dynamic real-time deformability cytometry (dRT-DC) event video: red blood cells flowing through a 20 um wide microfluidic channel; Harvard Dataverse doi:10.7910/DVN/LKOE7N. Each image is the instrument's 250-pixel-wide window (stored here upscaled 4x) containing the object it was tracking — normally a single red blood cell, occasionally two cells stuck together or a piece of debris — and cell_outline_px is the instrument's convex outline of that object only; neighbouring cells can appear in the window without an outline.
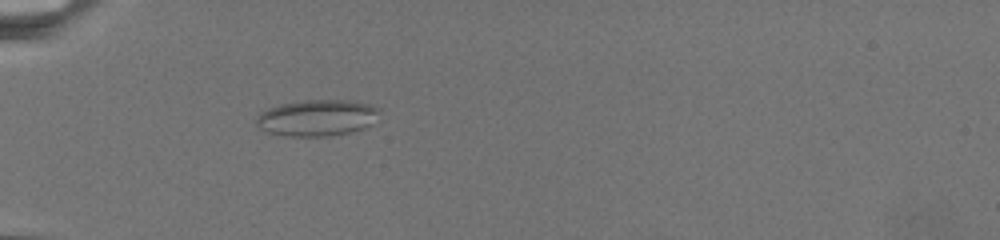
{"species": "common noctule bat (a hibernating species)", "species_latin": "Nyctalus noctula", "temperature_condition": "warm", "stored_images_in_passage": 7, "camera_frame_rate_fps": 3000, "um_per_image_px": 0.085, "animal": {"sex": "female", "body_mass_g": 19.5, "forearm_length_mm": 54.1}, "frame": {"image": 1, "passage_image": 1, "time_ms": 0.0, "image_size_px": [1000, 240], "cell_outline_px": [[380, 108], [372, 124], [364, 128], [352, 132], [328, 136], [288, 136], [264, 132], [256, 124], [256, 116], [260, 112], [268, 108], [280, 104], [304, 100], [356, 100]], "centroid_in_image_um": [26.93, 10.01], "position_along_channel_um": 58.1, "area_um2": 26.3}}